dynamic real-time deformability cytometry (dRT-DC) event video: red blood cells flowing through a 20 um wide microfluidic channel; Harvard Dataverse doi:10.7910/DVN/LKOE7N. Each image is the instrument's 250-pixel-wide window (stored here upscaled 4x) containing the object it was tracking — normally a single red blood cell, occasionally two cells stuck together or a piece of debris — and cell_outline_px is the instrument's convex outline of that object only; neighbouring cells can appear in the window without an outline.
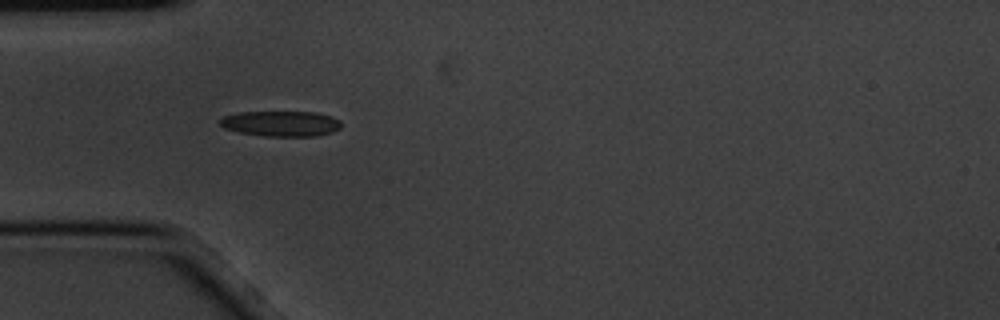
{"species": "common noctule bat (a hibernating species)", "species_latin": "Nyctalus noctula", "temperature_condition": "cold", "stored_images_in_passage": 4, "camera_frame_rate_fps": 3000, "um_per_image_px": 0.085, "animal": {"sex": "male", "body_mass_g": 20.1, "forearm_length_mm": 53.5}, "frame": {"image": 1, "passage_image": 3, "time_ms": 0.667, "image_size_px": [1000, 320], "cell_outline_px": [[340, 128], [332, 132], [316, 136], [264, 136], [240, 132], [224, 128], [216, 120], [224, 116], [240, 112], [316, 112], [332, 116], [340, 120]], "centroid_in_image_um": [23.87, 10.5], "position_along_channel_um": 61.1, "area_um2": 18.03}}
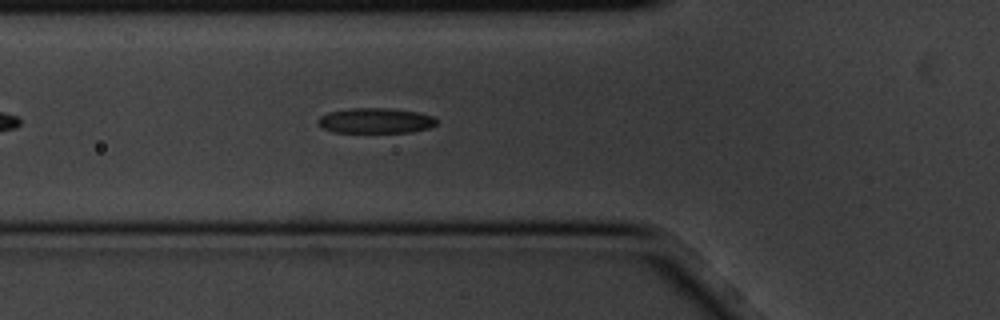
{"frame": {"image": 2, "passage_image": 4, "time_ms": 1.0, "image_size_px": [1000, 320], "cell_outline_px": [[436, 124], [428, 128], [412, 132], [332, 132], [316, 124], [316, 120], [320, 116], [328, 112], [348, 108], [388, 108], [416, 112], [432, 116], [436, 120]], "centroid_in_image_um": [31.86, 10.25], "position_along_channel_um": 93.9, "area_um2": 17.46}}